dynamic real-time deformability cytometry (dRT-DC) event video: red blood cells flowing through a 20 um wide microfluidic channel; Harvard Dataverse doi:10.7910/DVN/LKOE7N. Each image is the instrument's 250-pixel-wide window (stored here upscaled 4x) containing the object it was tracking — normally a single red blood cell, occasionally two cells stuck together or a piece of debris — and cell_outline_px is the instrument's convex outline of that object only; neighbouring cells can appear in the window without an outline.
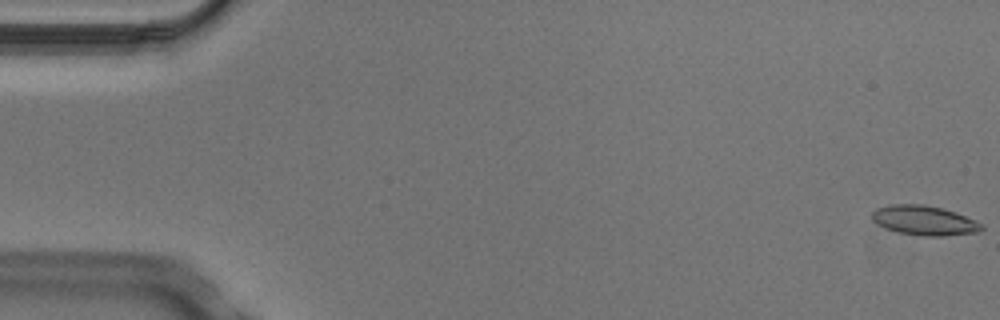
{"species": "Egyptian fruit bat (a non-hibernating species)", "species_latin": "Rousettus aegyptiacus", "temperature_condition": "cold", "stored_images_in_passage": 4, "camera_frame_rate_fps": 3000, "um_per_image_px": 0.085, "animal": {"sex": "male"}, "frame": {"image": 1, "passage_image": 1, "time_ms": 0.0, "image_size_px": [1000, 320], "cell_outline_px": [[984, 228], [980, 232], [940, 236], [924, 236], [900, 232], [888, 228], [872, 220], [872, 212], [876, 208], [888, 204], [924, 204], [956, 212], [976, 220], [984, 224]], "centroid_in_image_um": [78.61, 18.72], "position_along_channel_um": 6.4, "area_um2": 18.84}}